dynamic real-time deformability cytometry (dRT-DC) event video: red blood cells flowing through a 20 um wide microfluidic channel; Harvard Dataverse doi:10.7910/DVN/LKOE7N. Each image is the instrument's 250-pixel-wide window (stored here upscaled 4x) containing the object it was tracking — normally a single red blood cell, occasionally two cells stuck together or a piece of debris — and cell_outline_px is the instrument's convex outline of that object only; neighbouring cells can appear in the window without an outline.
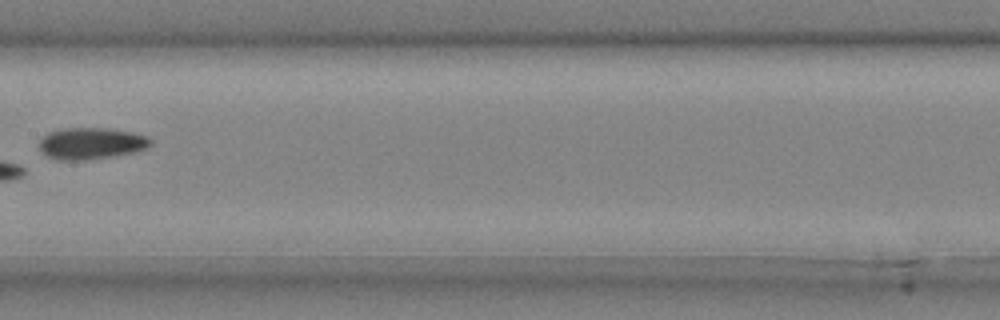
{"species": "common noctule bat (a hibernating species)", "species_latin": "Nyctalus noctula", "temperature_condition": "cold", "stored_images_in_passage": 8, "camera_frame_rate_fps": 3000, "um_per_image_px": 0.085, "animal": {"sex": "male", "body_mass_g": 20.4}, "frame": {"image": 1, "passage_image": 7, "time_ms": 2.0, "image_size_px": [1000, 320], "cell_outline_px": [[152, 144], [144, 148], [132, 152], [112, 156], [88, 160], [60, 160], [48, 156], [40, 152], [40, 140], [48, 132], [64, 128], [108, 128], [132, 132], [148, 136], [152, 140]], "centroid_in_image_um": [7.74, 12.18], "position_along_channel_um": 199.7, "area_um2": 20.46}}
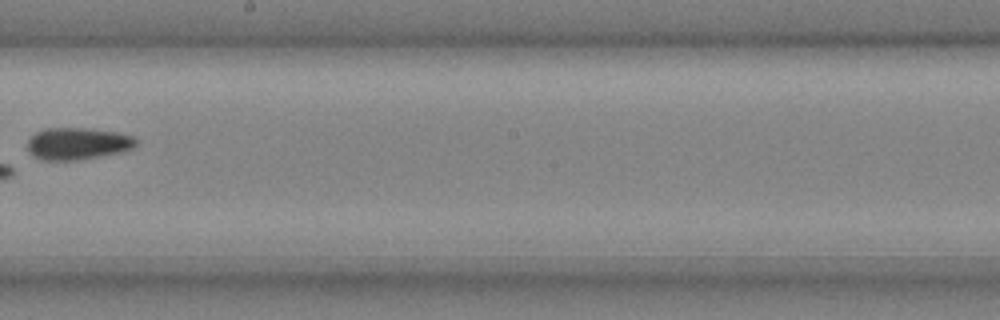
{"frame": {"image": 2, "passage_image": 8, "time_ms": 2.333, "image_size_px": [1000, 320], "cell_outline_px": [[136, 144], [132, 148], [120, 152], [100, 156], [76, 160], [40, 160], [32, 156], [28, 152], [28, 140], [36, 132], [44, 128], [92, 128], [116, 132], [136, 136]], "centroid_in_image_um": [6.58, 12.2], "position_along_channel_um": 241.6, "area_um2": 20.4}}